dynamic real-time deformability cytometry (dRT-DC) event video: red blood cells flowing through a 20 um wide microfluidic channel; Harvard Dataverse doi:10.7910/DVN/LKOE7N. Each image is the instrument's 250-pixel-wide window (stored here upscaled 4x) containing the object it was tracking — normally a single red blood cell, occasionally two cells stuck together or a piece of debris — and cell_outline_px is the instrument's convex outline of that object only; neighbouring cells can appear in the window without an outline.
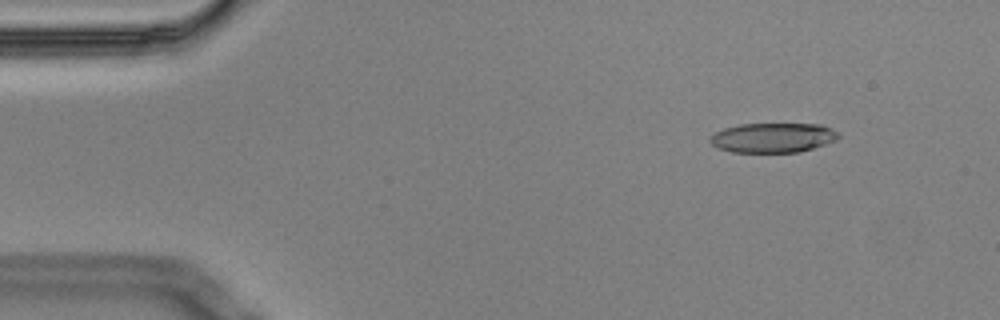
{"species": "Egyptian fruit bat (a non-hibernating species)", "species_latin": "Rousettus aegyptiacus", "temperature_condition": "cold", "stored_images_in_passage": 5, "camera_frame_rate_fps": 3000, "um_per_image_px": 0.085, "animal": {"sex": "male"}, "frame": {"image": 1, "passage_image": 2, "time_ms": 0.333, "image_size_px": [1000, 320], "cell_outline_px": [[840, 136], [836, 140], [800, 152], [732, 152], [720, 148], [712, 144], [708, 140], [716, 132], [724, 128], [740, 124], [820, 124], [832, 128]], "centroid_in_image_um": [65.7, 11.7], "position_along_channel_um": 19.3, "area_um2": 22.02}}